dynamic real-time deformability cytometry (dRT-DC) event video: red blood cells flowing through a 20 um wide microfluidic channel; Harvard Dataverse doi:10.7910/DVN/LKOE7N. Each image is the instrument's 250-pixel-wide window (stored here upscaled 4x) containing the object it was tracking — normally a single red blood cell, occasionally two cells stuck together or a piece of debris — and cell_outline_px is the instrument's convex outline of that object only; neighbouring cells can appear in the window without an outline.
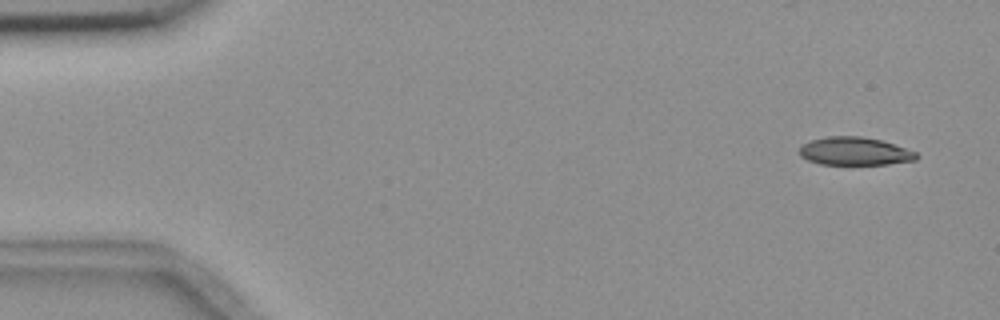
{"species": "common noctule bat (a hibernating species)", "species_latin": "Nyctalus noctula", "temperature_condition": "room temperature", "stored_images_in_passage": 5, "camera_frame_rate_fps": 3000, "um_per_image_px": 0.085, "animal": {"sex": "female", "body_mass_g": 18.4}, "frame": {"image": 1, "passage_image": 5, "time_ms": 5.667, "image_size_px": [1000, 320], "cell_outline_px": [[920, 156], [916, 160], [888, 164], [820, 164], [808, 160], [800, 156], [800, 144], [812, 140], [828, 136], [860, 136], [880, 140], [916, 152]], "centroid_in_image_um": [72.63, 12.86], "position_along_channel_um": 12.4, "area_um2": 19.02}}